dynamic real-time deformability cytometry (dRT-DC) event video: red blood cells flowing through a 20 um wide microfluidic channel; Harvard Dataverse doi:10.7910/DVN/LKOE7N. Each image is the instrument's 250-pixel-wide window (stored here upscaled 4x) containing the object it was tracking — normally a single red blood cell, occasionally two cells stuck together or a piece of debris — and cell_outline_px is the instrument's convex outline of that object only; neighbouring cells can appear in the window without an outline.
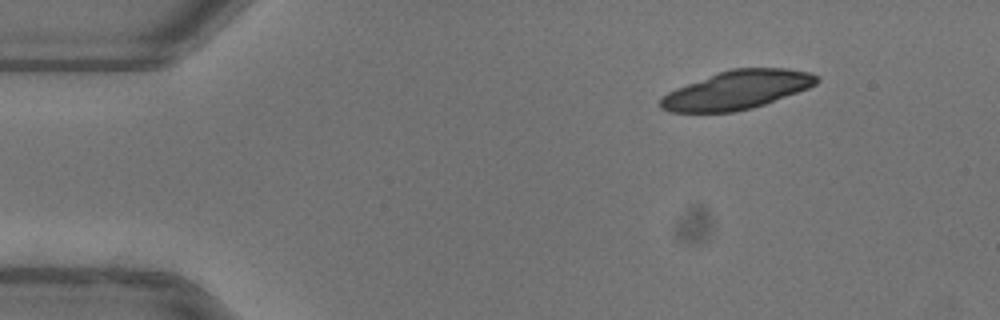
{"species": "common noctule bat (a hibernating species)", "species_latin": "Nyctalus noctula", "temperature_condition": "warm", "stored_images_in_passage": 23, "camera_frame_rate_fps": 3000, "um_per_image_px": 0.085, "animal": {"sex": "female"}, "frame": {"image": 1, "passage_image": 1, "time_ms": 0.0, "image_size_px": [1000, 320], "cell_outline_px": [[820, 80], [816, 84], [808, 88], [764, 104], [752, 108], [732, 112], [668, 112], [660, 108], [660, 100], [668, 92], [676, 88], [720, 72], [732, 68], [788, 68], [808, 72], [820, 76]], "centroid_in_image_um": [62.67, 7.65], "position_along_channel_um": 22.3, "area_um2": 34.8}}